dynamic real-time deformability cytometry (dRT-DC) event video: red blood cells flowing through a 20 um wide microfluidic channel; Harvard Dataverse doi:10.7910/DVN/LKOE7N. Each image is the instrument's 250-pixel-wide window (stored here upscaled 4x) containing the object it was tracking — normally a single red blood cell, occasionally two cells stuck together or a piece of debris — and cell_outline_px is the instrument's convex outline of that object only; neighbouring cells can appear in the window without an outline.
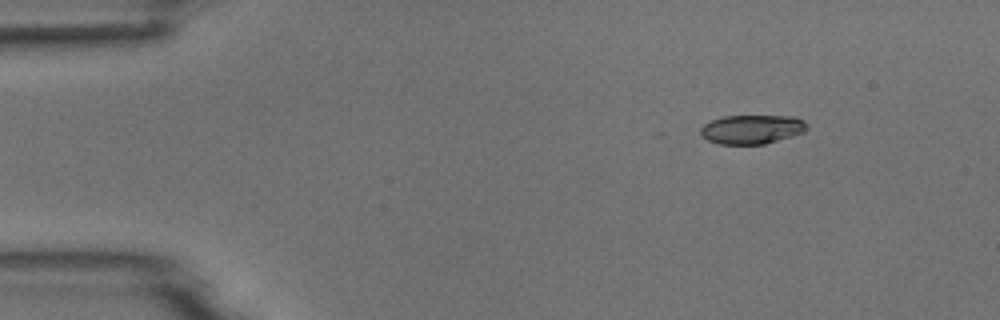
{"species": "common noctule bat (a hibernating species)", "species_latin": "Nyctalus noctula", "temperature_condition": "room temperature", "stored_images_in_passage": 5, "segment_of_instrument_passage": [2, 2], "camera_frame_rate_fps": 3000, "um_per_image_px": 0.085, "animal": {"sex": "male", "body_mass_g": 18.8}, "frame": {"image": 1, "passage_image": 5, "time_ms": 4.667, "image_size_px": [1000, 320], "cell_outline_px": [[808, 128], [804, 132], [792, 136], [764, 144], [720, 144], [708, 140], [700, 132], [700, 128], [704, 124], [712, 120], [724, 116], [796, 116], [804, 120], [808, 124]], "centroid_in_image_um": [63.95, 10.98], "position_along_channel_um": 21.0, "area_um2": 18.03}}